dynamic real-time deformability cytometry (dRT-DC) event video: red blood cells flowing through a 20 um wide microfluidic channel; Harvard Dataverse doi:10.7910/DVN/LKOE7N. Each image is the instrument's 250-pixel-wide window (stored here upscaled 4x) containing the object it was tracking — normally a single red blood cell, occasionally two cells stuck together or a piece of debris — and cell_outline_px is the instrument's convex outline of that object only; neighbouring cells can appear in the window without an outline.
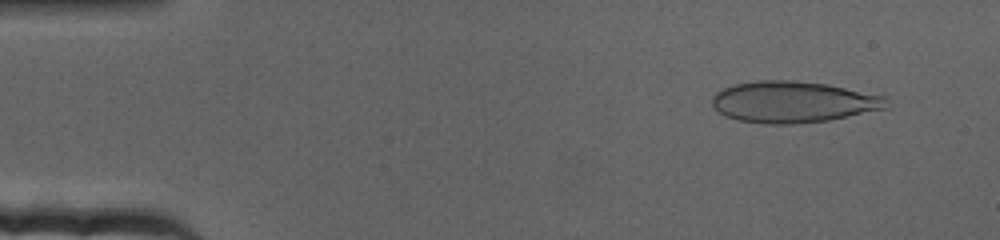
{"species": "human", "species_latin": "Homo sapiens", "temperature_condition": "cold", "stored_images_in_passage": 68, "camera_frame_rate_fps": 3000, "um_per_image_px": 0.085, "donor": {"sex": "female"}, "frame": {"image": 1, "passage_image": 5, "time_ms": 1.333, "image_size_px": [1000, 240], "cell_outline_px": [[892, 104], [884, 108], [828, 120], [792, 124], [764, 124], [740, 120], [724, 116], [712, 104], [712, 96], [716, 92], [724, 88], [736, 84], [760, 80], [792, 80], [828, 84], [888, 96]], "centroid_in_image_um": [67.46, 8.66], "position_along_channel_um": 17.5, "area_um2": 42.08}}
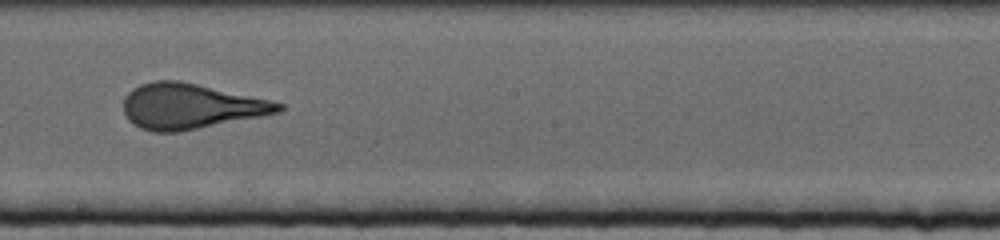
{"frame": {"image": 2, "passage_image": 38, "time_ms": 12.333, "image_size_px": [1000, 240], "cell_outline_px": [[284, 108], [280, 112], [180, 132], [152, 132], [140, 128], [132, 124], [128, 120], [124, 112], [124, 96], [132, 88], [140, 84], [156, 80], [180, 80], [272, 100], [284, 104]], "centroid_in_image_um": [16.17, 9.03], "position_along_channel_um": 232.0, "area_um2": 41.15}}
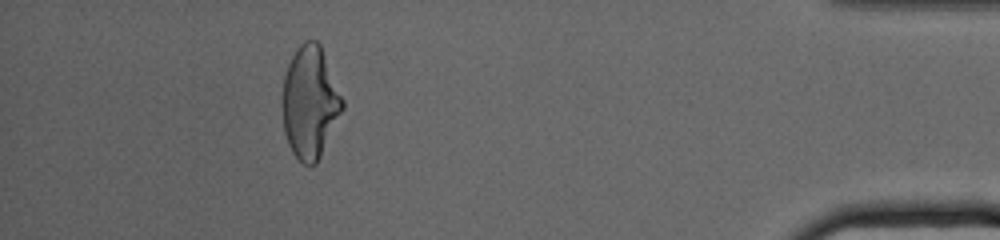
{"frame": {"image": 3, "passage_image": 62, "time_ms": 20.333, "image_size_px": [1000, 240], "cell_outline_px": [[344, 108], [316, 164], [308, 168], [292, 152], [288, 144], [284, 132], [280, 104], [280, 100], [284, 76], [288, 64], [296, 48], [304, 40], [316, 40], [320, 44], [344, 100]], "centroid_in_image_um": [26.32, 8.7], "position_along_channel_um": 408.9, "area_um2": 39.77}}